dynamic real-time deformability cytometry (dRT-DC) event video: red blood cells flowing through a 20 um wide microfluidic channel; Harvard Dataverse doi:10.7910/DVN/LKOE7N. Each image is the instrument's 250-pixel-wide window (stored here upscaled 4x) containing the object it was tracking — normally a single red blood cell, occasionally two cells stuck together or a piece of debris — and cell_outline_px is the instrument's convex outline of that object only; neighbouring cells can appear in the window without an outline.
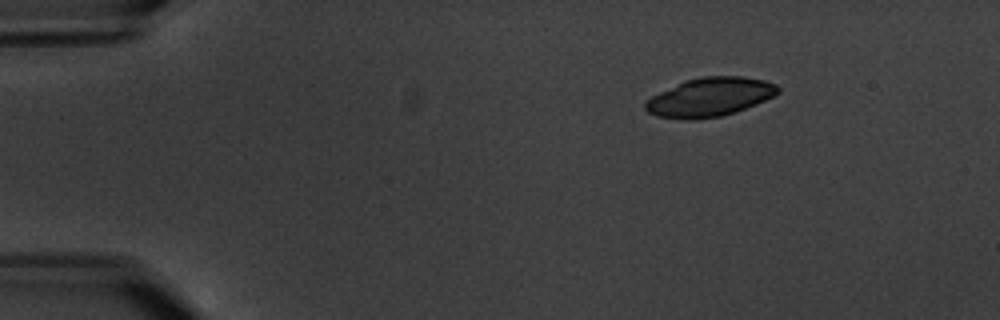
{"species": "common noctule bat (a hibernating species)", "species_latin": "Nyctalus noctula", "temperature_condition": "warm", "stored_images_in_passage": 5, "camera_frame_rate_fps": 3000, "um_per_image_px": 0.085, "animal": {"sex": "male", "body_mass_g": 20.1, "forearm_length_mm": 53.5}, "frame": {"image": 1, "passage_image": 3, "time_ms": 2.333, "image_size_px": [1000, 320], "cell_outline_px": [[780, 92], [756, 104], [736, 112], [720, 116], [692, 120], [684, 120], [656, 116], [648, 112], [644, 108], [644, 104], [652, 96], [684, 80], [704, 76], [744, 76], [764, 80], [776, 84], [780, 88]], "centroid_in_image_um": [60.33, 8.25], "position_along_channel_um": 24.7, "area_um2": 30.0}}